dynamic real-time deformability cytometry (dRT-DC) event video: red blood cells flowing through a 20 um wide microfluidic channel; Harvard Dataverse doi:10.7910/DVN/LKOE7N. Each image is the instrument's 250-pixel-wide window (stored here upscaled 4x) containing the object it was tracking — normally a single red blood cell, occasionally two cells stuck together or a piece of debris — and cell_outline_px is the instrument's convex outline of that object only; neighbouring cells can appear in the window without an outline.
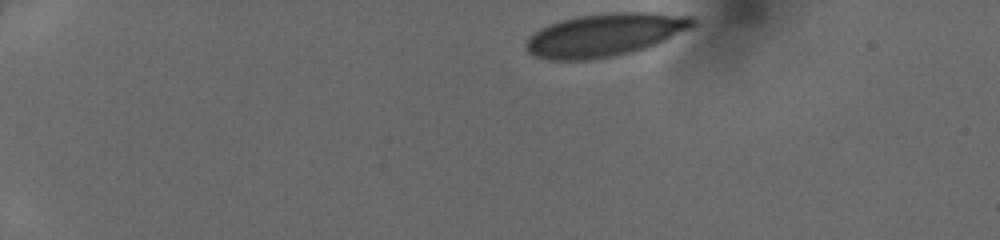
{"species": "human", "species_latin": "Homo sapiens", "temperature_condition": "cold", "stored_images_in_passage": 40, "camera_frame_rate_fps": 3000, "um_per_image_px": 0.085, "donor": {"sex": "female"}, "frame": {"image": 1, "passage_image": 1, "time_ms": 0.0, "image_size_px": [1000, 240], "cell_outline_px": [[696, 24], [692, 28], [648, 48], [632, 52], [612, 56], [588, 60], [552, 60], [536, 56], [528, 52], [524, 44], [540, 28], [548, 24], [560, 20], [580, 16], [612, 12], [648, 12], [692, 16], [696, 20]], "centroid_in_image_um": [51.46, 2.96], "position_along_channel_um": 33.5, "area_um2": 41.79}}
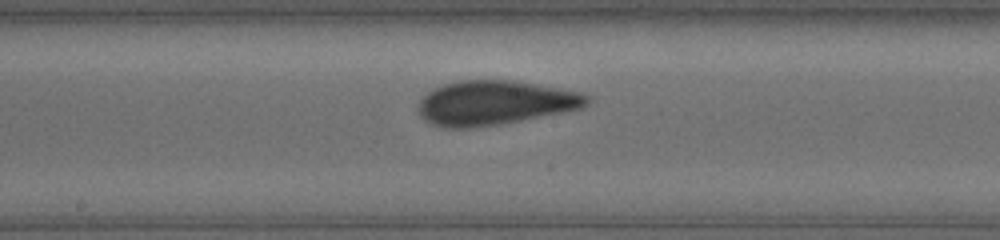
{"frame": {"image": 2, "passage_image": 20, "time_ms": 6.333, "image_size_px": [1000, 240], "cell_outline_px": [[588, 104], [580, 108], [500, 124], [468, 128], [444, 128], [432, 124], [424, 120], [420, 116], [416, 108], [420, 100], [432, 88], [444, 84], [460, 80], [512, 80], [536, 84], [580, 92], [588, 96]], "centroid_in_image_um": [41.98, 8.73], "position_along_channel_um": 206.2, "area_um2": 43.35}}
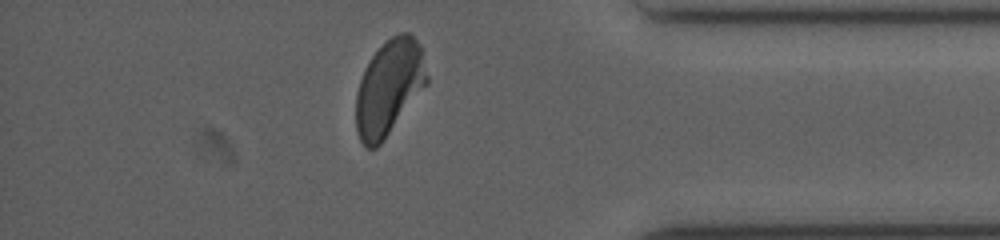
{"frame": {"image": 3, "passage_image": 35, "time_ms": 11.333, "image_size_px": [1000, 240], "cell_outline_px": [[428, 84], [384, 140], [376, 148], [364, 148], [360, 140], [356, 128], [356, 92], [364, 68], [372, 56], [392, 36], [400, 32], [408, 32], [420, 44], [428, 76]], "centroid_in_image_um": [33.07, 7.47], "position_along_channel_um": 402.1, "area_um2": 39.36}}